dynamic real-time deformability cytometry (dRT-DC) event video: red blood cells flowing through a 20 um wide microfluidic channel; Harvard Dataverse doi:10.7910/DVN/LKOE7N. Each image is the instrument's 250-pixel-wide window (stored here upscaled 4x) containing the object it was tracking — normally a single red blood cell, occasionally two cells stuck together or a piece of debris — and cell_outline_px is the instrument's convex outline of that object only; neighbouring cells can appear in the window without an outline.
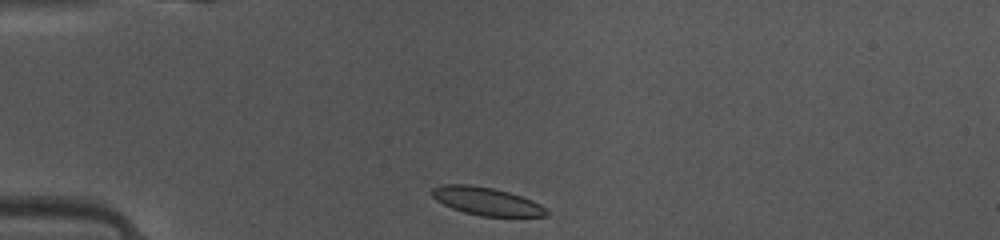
{"species": "common noctule bat (a hibernating species)", "species_latin": "Nyctalus noctula", "temperature_condition": "warm", "stored_images_in_passage": 37, "camera_frame_rate_fps": 3000, "um_per_image_px": 0.085, "animal": {"sex": "female", "body_mass_g": 10.0, "forearm_length_mm": 53.1}, "frame": {"image": 1, "passage_image": 1, "time_ms": 0.0, "image_size_px": [1000, 240], "cell_outline_px": [[548, 216], [480, 216], [464, 212], [452, 208], [436, 200], [432, 196], [432, 188], [440, 184], [468, 184], [492, 188], [508, 192], [532, 200], [548, 208]], "centroid_in_image_um": [41.35, 17.1], "position_along_channel_um": 43.6, "area_um2": 18.61}}
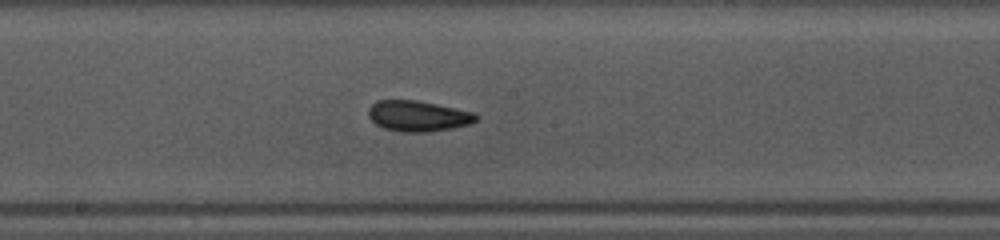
{"frame": {"image": 2, "passage_image": 15, "time_ms": 4.667, "image_size_px": [1000, 240], "cell_outline_px": [[480, 116], [476, 120], [468, 124], [452, 128], [428, 132], [404, 132], [384, 128], [376, 124], [368, 116], [368, 108], [376, 100], [416, 100], [476, 112]], "centroid_in_image_um": [35.54, 9.85], "position_along_channel_um": 212.7, "area_um2": 19.31}}
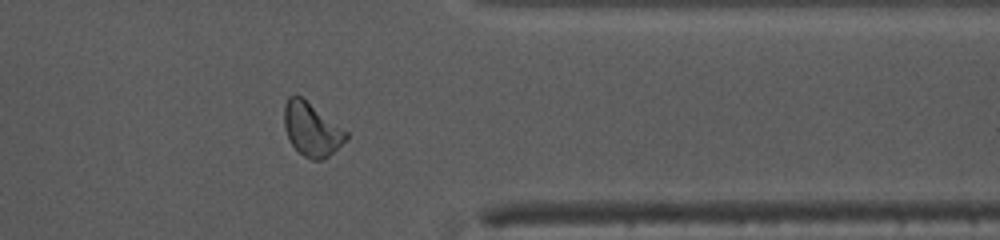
{"frame": {"image": 3, "passage_image": 28, "time_ms": 9.0, "image_size_px": [1000, 240], "cell_outline_px": [[348, 136], [328, 156], [320, 160], [312, 160], [304, 156], [292, 144], [284, 128], [284, 104], [288, 96], [300, 96], [348, 132]], "centroid_in_image_um": [26.45, 10.98], "position_along_channel_um": 384.9, "area_um2": 18.73}, "authors_computed_cell_mechanics": {"area_um2": 18.9006, "velocity_mm_per_s": 4.1329, "shape_relaxation_time_tau1_ms": 8.1733, "shape_relaxation_time_tau2_ms": 2.0191, "deformation_change_tau1": 0.1654, "deformation_change_tau2": 0.0665}}